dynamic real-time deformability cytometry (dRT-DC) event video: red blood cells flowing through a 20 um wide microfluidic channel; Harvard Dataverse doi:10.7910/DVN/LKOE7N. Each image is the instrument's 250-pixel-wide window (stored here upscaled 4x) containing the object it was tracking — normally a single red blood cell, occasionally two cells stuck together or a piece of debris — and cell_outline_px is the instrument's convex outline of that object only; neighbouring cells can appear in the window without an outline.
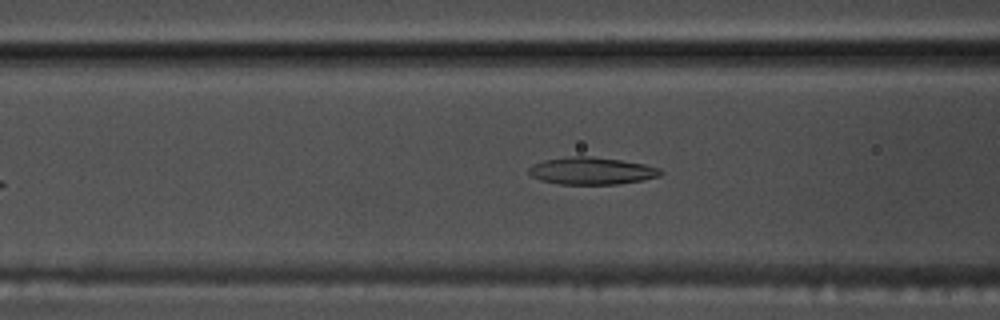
{"species": "common noctule bat (a hibernating species)", "species_latin": "Nyctalus noctula", "temperature_condition": "warm", "stored_images_in_passage": 38, "camera_frame_rate_fps": 3000, "um_per_image_px": 0.085, "animal": {"sex": "male", "body_mass_g": 17.5, "forearm_length_mm": 52.3}, "frame": {"image": 1, "passage_image": 9, "time_ms": 2.667, "image_size_px": [1000, 320], "cell_outline_px": [[664, 172], [660, 176], [640, 180], [616, 184], [560, 184], [540, 180], [532, 176], [528, 172], [528, 168], [532, 164], [544, 160], [568, 156], [592, 156], [620, 160], [644, 164], [660, 168]], "centroid_in_image_um": [50.27, 14.51], "position_along_channel_um": 116.3, "area_um2": 20.92}}
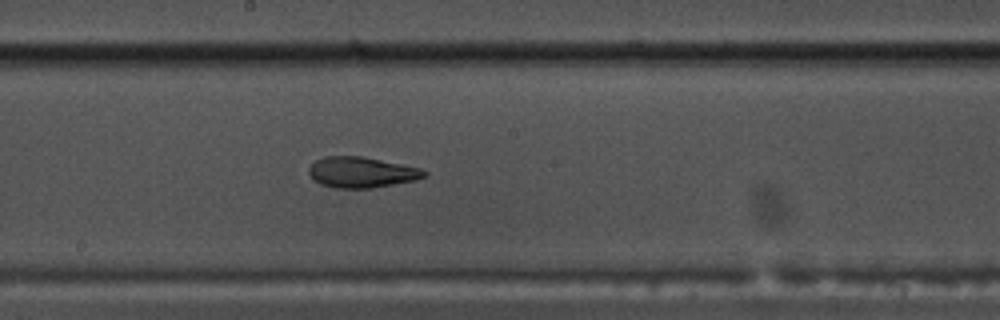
{"frame": {"image": 2, "passage_image": 17, "time_ms": 5.333, "image_size_px": [1000, 320], "cell_outline_px": [[428, 172], [424, 176], [416, 180], [372, 188], [336, 188], [320, 184], [312, 180], [308, 172], [308, 168], [316, 160], [324, 156], [364, 156], [420, 168]], "centroid_in_image_um": [30.7, 14.64], "position_along_channel_um": 217.5, "area_um2": 20.75}}
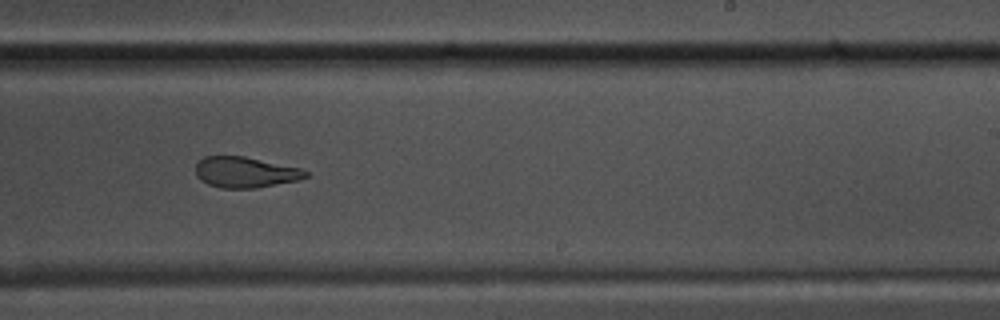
{"frame": {"image": 3, "passage_image": 21, "time_ms": 6.667, "image_size_px": [1000, 320], "cell_outline_px": [[308, 176], [296, 180], [256, 188], [220, 188], [208, 184], [200, 180], [196, 176], [196, 164], [204, 156], [244, 156], [300, 168], [308, 172]], "centroid_in_image_um": [20.81, 14.64], "position_along_channel_um": 268.2, "area_um2": 19.59}, "authors_computed_cell_mechanics": {"area_um2": 20.8947, "velocity_mm_per_s": 3.806, "shape_relaxation_time_tau1_ms": 4.7941, "shape_relaxation_time_tau2_ms": 2.0901, "deformation_change_tau1": 0.1888, "deformation_change_tau2": 0.0988}}